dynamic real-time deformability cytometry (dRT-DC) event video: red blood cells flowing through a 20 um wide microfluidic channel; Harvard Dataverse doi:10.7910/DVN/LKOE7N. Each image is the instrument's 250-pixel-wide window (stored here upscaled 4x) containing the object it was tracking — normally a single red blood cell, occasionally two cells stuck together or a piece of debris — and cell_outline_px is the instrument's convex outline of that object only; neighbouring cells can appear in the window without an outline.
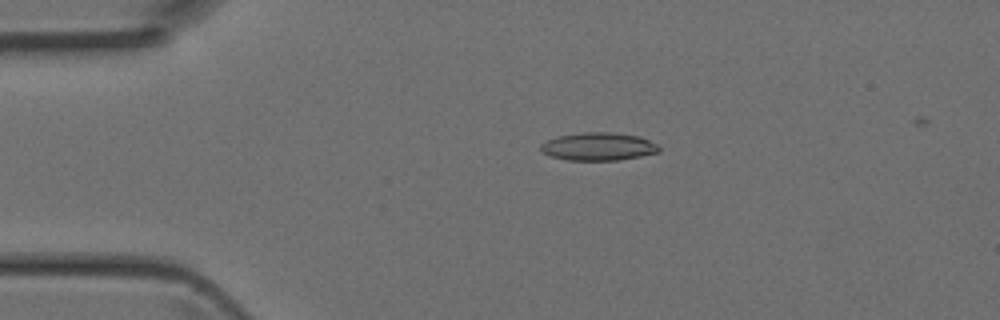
{"species": "Egyptian fruit bat (a non-hibernating species)", "species_latin": "Rousettus aegyptiacus", "temperature_condition": "room temperature", "stored_images_in_passage": 4, "camera_frame_rate_fps": 3000, "um_per_image_px": 0.085, "animal": {"sex": "female"}, "frame": {"image": 1, "passage_image": 3, "time_ms": 0.667, "image_size_px": [1000, 320], "cell_outline_px": [[660, 152], [620, 160], [568, 160], [552, 156], [544, 152], [540, 148], [540, 144], [556, 136], [584, 132], [612, 132], [640, 136], [656, 144], [660, 148]], "centroid_in_image_um": [50.88, 12.45], "position_along_channel_um": 34.1, "area_um2": 19.19}}